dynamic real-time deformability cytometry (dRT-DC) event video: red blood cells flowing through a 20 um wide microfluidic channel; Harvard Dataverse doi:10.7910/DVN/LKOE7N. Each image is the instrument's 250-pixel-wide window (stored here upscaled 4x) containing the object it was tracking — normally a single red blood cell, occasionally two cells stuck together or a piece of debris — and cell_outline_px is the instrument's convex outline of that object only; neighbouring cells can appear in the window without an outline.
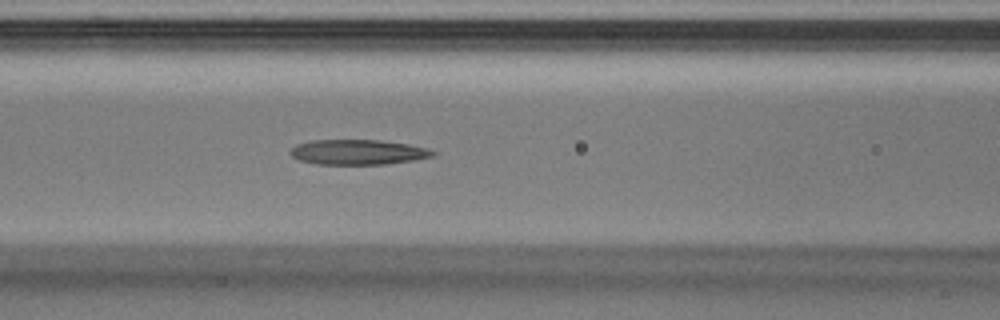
{"species": "Egyptian fruit bat (a non-hibernating species)", "species_latin": "Rousettus aegyptiacus", "temperature_condition": "warm", "stored_images_in_passage": 27, "camera_frame_rate_fps": 3000, "um_per_image_px": 0.085, "animal": {"sex": "male"}, "frame": {"image": 1, "passage_image": 10, "time_ms": 3.0, "image_size_px": [1000, 320], "cell_outline_px": [[436, 152], [432, 156], [416, 160], [388, 164], [316, 164], [300, 160], [292, 156], [288, 152], [296, 144], [312, 140], [380, 140], [408, 144], [428, 148]], "centroid_in_image_um": [30.43, 12.93], "position_along_channel_um": 136.2, "area_um2": 20.87}}
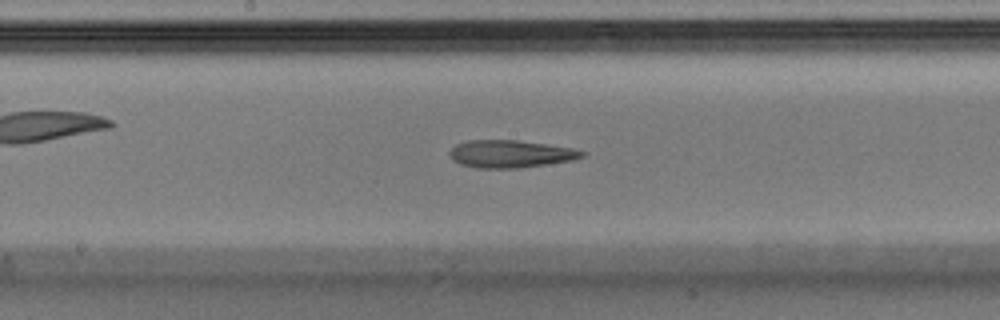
{"frame": {"image": 2, "passage_image": 14, "time_ms": 4.333, "image_size_px": [1000, 320], "cell_outline_px": [[588, 152], [584, 156], [572, 160], [520, 168], [476, 168], [460, 164], [452, 160], [448, 152], [456, 144], [468, 140], [520, 140], [572, 148]], "centroid_in_image_um": [43.38, 13.08], "position_along_channel_um": 204.8, "area_um2": 21.33}}
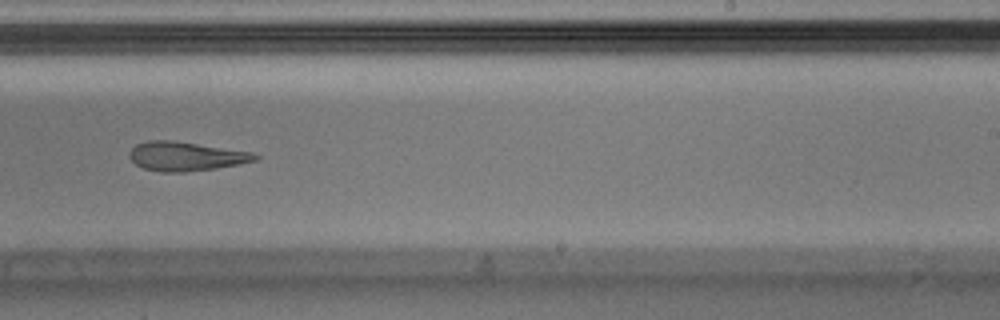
{"frame": {"image": 3, "passage_image": 18, "time_ms": 5.667, "image_size_px": [1000, 320], "cell_outline_px": [[260, 156], [256, 160], [240, 164], [216, 168], [184, 172], [160, 172], [144, 168], [136, 164], [128, 156], [128, 152], [136, 144], [148, 140], [172, 140], [252, 152]], "centroid_in_image_um": [15.77, 13.28], "position_along_channel_um": 273.2, "area_um2": 21.27}}